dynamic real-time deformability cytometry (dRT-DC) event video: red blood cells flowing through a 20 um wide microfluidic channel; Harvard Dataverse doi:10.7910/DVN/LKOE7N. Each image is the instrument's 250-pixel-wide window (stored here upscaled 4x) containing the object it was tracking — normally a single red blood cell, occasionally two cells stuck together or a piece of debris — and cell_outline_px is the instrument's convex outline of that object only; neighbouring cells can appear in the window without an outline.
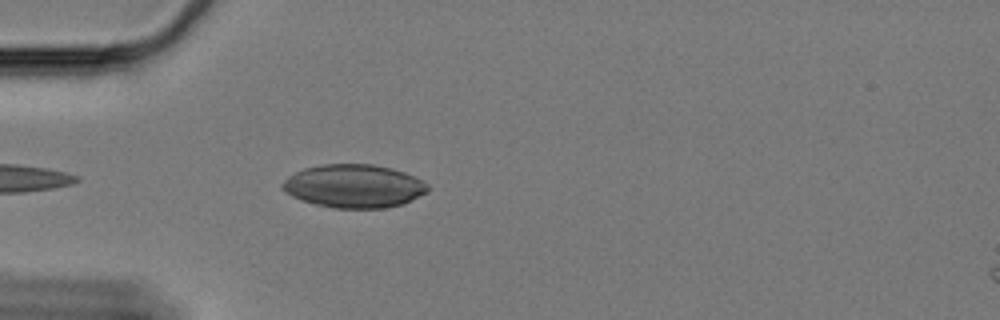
{"species": "Egyptian fruit bat (a non-hibernating species)", "species_latin": "Rousettus aegyptiacus", "temperature_condition": "cold", "stored_images_in_passage": 29, "camera_frame_rate_fps": 3000, "um_per_image_px": 0.085, "animal": {"sex": "female"}, "frame": {"image": 1, "passage_image": 2, "time_ms": 0.333, "image_size_px": [1000, 320], "cell_outline_px": [[428, 192], [400, 204], [384, 208], [332, 208], [316, 204], [292, 196], [280, 188], [280, 184], [288, 176], [304, 168], [320, 164], [372, 164], [392, 168], [404, 172], [428, 184]], "centroid_in_image_um": [30.05, 15.81], "position_along_channel_um": 55.0, "area_um2": 36.47}}
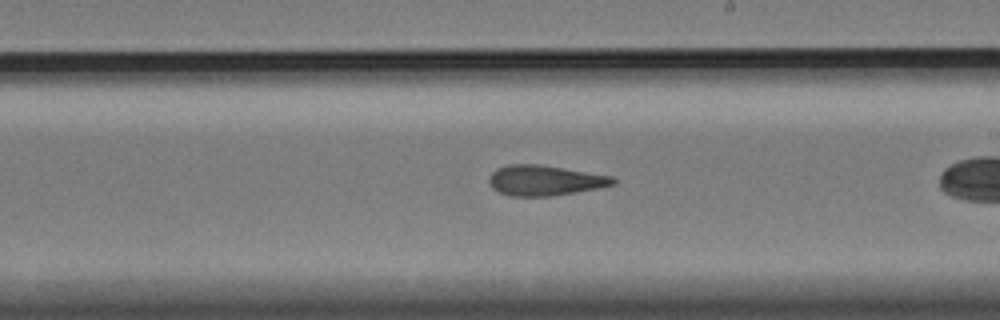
{"frame": {"image": 2, "passage_image": 16, "time_ms": 5.0, "image_size_px": [1000, 320], "cell_outline_px": [[616, 184], [596, 188], [552, 196], [508, 196], [492, 188], [488, 184], [488, 176], [496, 168], [508, 164], [540, 164], [612, 176], [616, 180]], "centroid_in_image_um": [46.25, 15.33], "position_along_channel_um": 242.8, "area_um2": 21.96}}
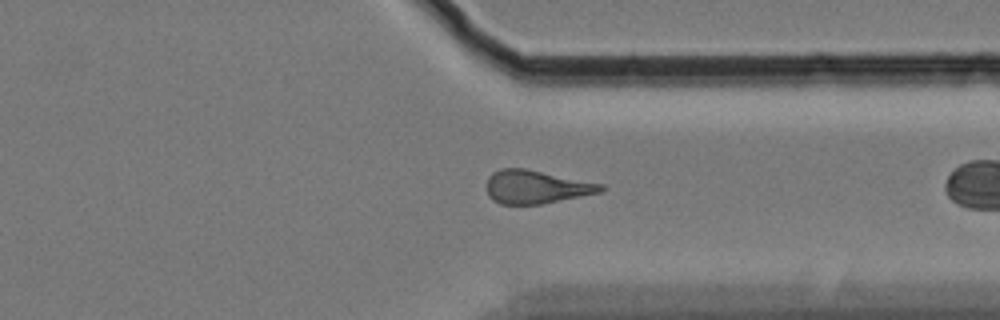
{"frame": {"image": 3, "passage_image": 27, "time_ms": 8.667, "image_size_px": [1000, 320], "cell_outline_px": [[604, 188], [600, 192], [540, 204], [500, 204], [492, 200], [488, 196], [488, 176], [492, 172], [500, 168], [524, 168], [604, 184]], "centroid_in_image_um": [45.54, 15.88], "position_along_channel_um": 365.9, "area_um2": 21.96}}